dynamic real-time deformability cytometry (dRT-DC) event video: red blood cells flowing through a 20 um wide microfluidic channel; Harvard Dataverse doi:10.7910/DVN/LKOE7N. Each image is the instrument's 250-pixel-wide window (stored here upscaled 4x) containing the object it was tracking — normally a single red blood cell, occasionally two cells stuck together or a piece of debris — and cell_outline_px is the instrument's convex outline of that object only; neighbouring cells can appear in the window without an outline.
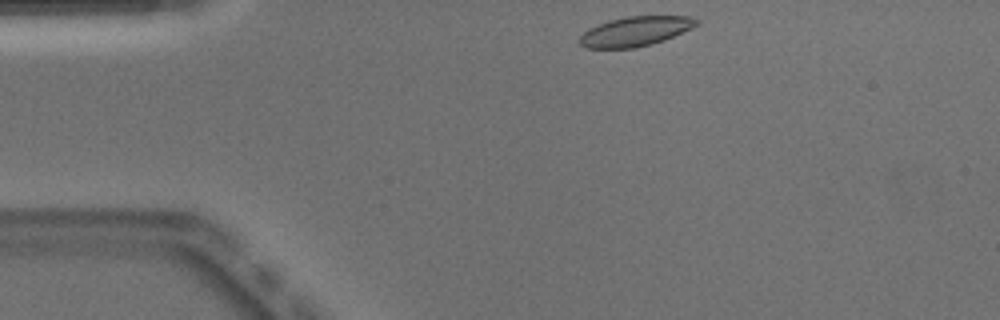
{"species": "Egyptian fruit bat (a non-hibernating species)", "species_latin": "Rousettus aegyptiacus", "temperature_condition": "warm", "stored_images_in_passage": 42, "camera_frame_rate_fps": 3000, "um_per_image_px": 0.085, "animal": {"sex": "male"}, "frame": {"image": 1, "passage_image": 1, "time_ms": 0.0, "image_size_px": [1000, 320], "cell_outline_px": [[700, 24], [692, 28], [664, 40], [652, 44], [636, 48], [588, 48], [580, 44], [576, 40], [588, 28], [612, 20], [628, 16], [696, 16], [700, 20]], "centroid_in_image_um": [54.05, 2.66], "position_along_channel_um": 31.0, "area_um2": 20.29}}
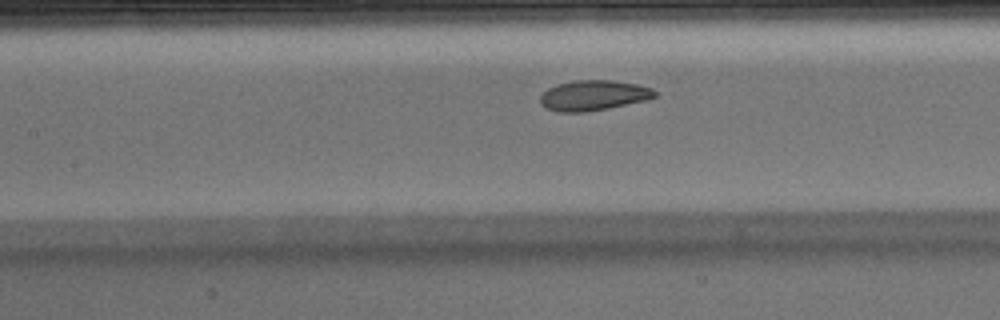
{"frame": {"image": 2, "passage_image": 14, "time_ms": 4.333, "image_size_px": [1000, 320], "cell_outline_px": [[656, 96], [648, 100], [608, 108], [584, 112], [556, 112], [540, 104], [540, 96], [548, 88], [556, 84], [576, 80], [612, 80], [636, 84], [652, 88], [656, 92]], "centroid_in_image_um": [50.44, 8.11], "position_along_channel_um": 157.0, "area_um2": 20.23}}
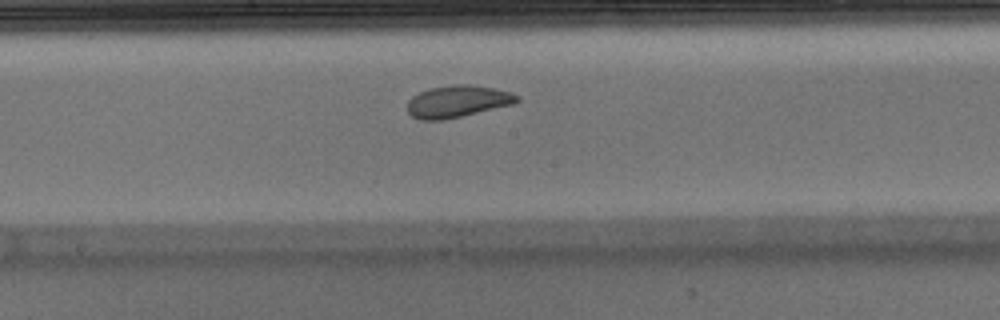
{"frame": {"image": 3, "passage_image": 18, "time_ms": 5.667, "image_size_px": [1000, 320], "cell_outline_px": [[520, 100], [512, 104], [444, 120], [420, 120], [412, 116], [408, 112], [408, 100], [412, 96], [428, 88], [456, 84], [468, 84], [492, 88], [512, 92], [520, 96]], "centroid_in_image_um": [38.88, 8.61], "position_along_channel_um": 209.3, "area_um2": 20.35}, "authors_computed_cell_mechanics": {"area_um2": 21.2126, "velocity_mm_per_s": 3.9438, "shape_relaxation_time_tau1_ms": 4.7105, "shape_relaxation_time_tau2_ms": 2.5592, "deformation_change_tau1": 0.1156, "deformation_change_tau2": 0.0673}}